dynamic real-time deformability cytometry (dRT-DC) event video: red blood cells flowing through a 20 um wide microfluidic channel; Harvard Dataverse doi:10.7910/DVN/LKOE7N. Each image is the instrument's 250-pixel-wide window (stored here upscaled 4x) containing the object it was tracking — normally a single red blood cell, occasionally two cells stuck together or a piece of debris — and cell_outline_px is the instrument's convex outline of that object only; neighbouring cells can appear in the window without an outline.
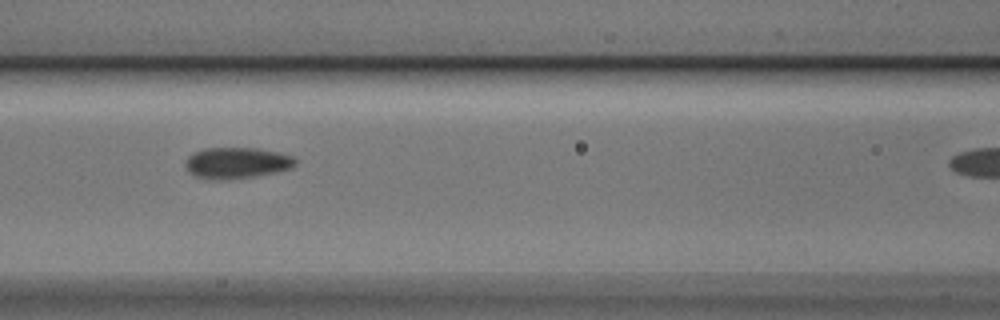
{"species": "Egyptian fruit bat (a non-hibernating species)", "species_latin": "Rousettus aegyptiacus", "temperature_condition": "cold", "stored_images_in_passage": 4, "camera_frame_rate_fps": 3000, "um_per_image_px": 0.085, "animal": {"sex": "male"}, "frame": {"image": 1, "passage_image": 3, "time_ms": 0.667, "image_size_px": [1000, 320], "cell_outline_px": [[296, 164], [292, 168], [276, 172], [256, 176], [224, 180], [212, 180], [192, 176], [188, 172], [184, 164], [188, 156], [192, 152], [204, 148], [256, 148], [276, 152], [292, 156], [296, 160]], "centroid_in_image_um": [20.06, 13.86], "position_along_channel_um": 146.5, "area_um2": 20.23}}